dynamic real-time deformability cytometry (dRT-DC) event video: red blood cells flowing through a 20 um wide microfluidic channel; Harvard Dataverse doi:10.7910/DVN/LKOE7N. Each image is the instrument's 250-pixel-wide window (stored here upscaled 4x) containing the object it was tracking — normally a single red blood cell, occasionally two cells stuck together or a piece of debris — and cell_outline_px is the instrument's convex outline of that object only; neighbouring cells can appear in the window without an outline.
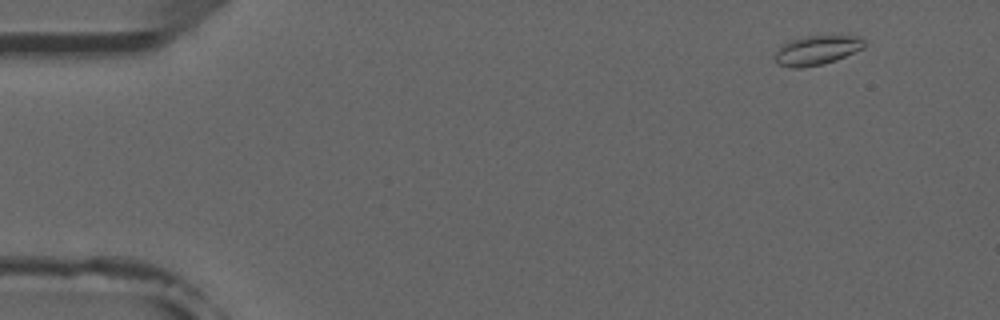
{"species": "common noctule bat (a hibernating species)", "species_latin": "Nyctalus noctula", "temperature_condition": "room temperature", "stored_images_in_passage": 5, "camera_frame_rate_fps": 3000, "um_per_image_px": 0.085, "animal": {"sex": "male", "forearm_length_mm": 52.5}, "frame": {"image": 1, "passage_image": 2, "time_ms": 1.0, "image_size_px": [1000, 320], "cell_outline_px": [[868, 40], [864, 48], [836, 60], [824, 64], [800, 68], [792, 68], [776, 64], [776, 52], [784, 44], [792, 40], [804, 36], [848, 32], [860, 36]], "centroid_in_image_um": [69.58, 4.21], "position_along_channel_um": 15.4, "area_um2": 16.13}}
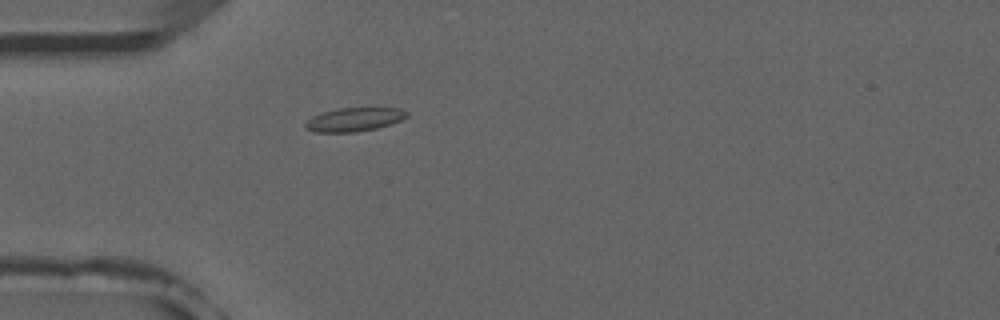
{"frame": {"image": 2, "passage_image": 5, "time_ms": 4.667, "image_size_px": [1000, 320], "cell_outline_px": [[408, 116], [400, 120], [376, 128], [356, 132], [312, 132], [304, 128], [304, 124], [312, 116], [336, 108], [400, 108], [408, 112]], "centroid_in_image_um": [30.07, 10.16], "position_along_channel_um": 54.9, "area_um2": 13.93}}